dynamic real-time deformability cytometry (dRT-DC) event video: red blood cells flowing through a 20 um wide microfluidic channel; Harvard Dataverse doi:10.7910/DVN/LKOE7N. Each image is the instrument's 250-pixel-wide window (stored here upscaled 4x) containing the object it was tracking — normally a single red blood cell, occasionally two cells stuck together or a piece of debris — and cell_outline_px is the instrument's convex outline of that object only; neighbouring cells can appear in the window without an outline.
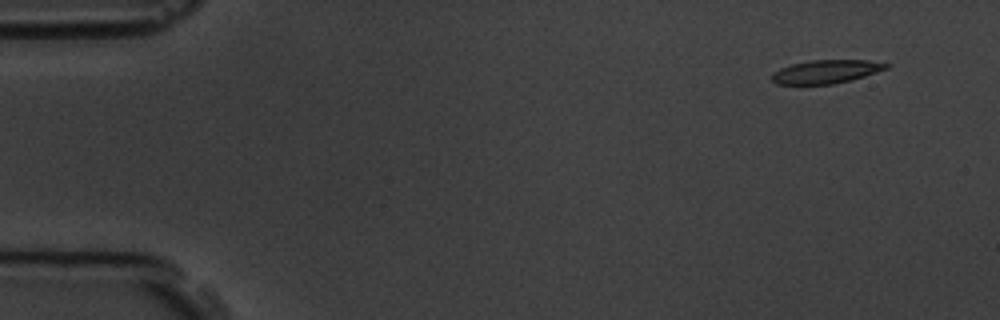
{"species": "common noctule bat (a hibernating species)", "species_latin": "Nyctalus noctula", "temperature_condition": "room temperature", "stored_images_in_passage": 5, "camera_frame_rate_fps": 3000, "um_per_image_px": 0.085, "animal": {"sex": "male", "body_mass_g": 19.5, "forearm_length_mm": 54.6}, "frame": {"image": 1, "passage_image": 1, "time_ms": 0.0, "image_size_px": [1000, 320], "cell_outline_px": [[892, 64], [888, 68], [864, 76], [832, 84], [776, 84], [772, 80], [772, 72], [780, 68], [792, 64], [808, 60], [868, 60]], "centroid_in_image_um": [70.21, 6.08], "position_along_channel_um": 14.8, "area_um2": 15.55}}
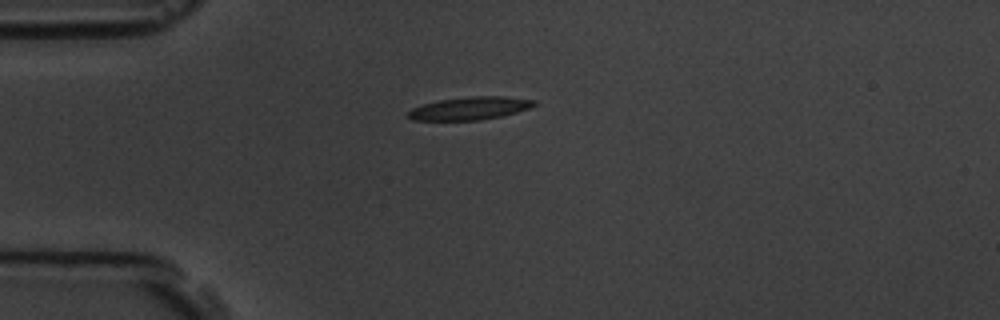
{"frame": {"image": 2, "passage_image": 4, "time_ms": 3.333, "image_size_px": [1000, 320], "cell_outline_px": [[536, 104], [528, 108], [516, 112], [500, 116], [480, 120], [412, 120], [408, 116], [408, 112], [412, 108], [424, 104], [440, 100], [472, 96], [508, 96], [536, 100]], "centroid_in_image_um": [39.96, 9.2], "position_along_channel_um": 45.0, "area_um2": 16.65}}